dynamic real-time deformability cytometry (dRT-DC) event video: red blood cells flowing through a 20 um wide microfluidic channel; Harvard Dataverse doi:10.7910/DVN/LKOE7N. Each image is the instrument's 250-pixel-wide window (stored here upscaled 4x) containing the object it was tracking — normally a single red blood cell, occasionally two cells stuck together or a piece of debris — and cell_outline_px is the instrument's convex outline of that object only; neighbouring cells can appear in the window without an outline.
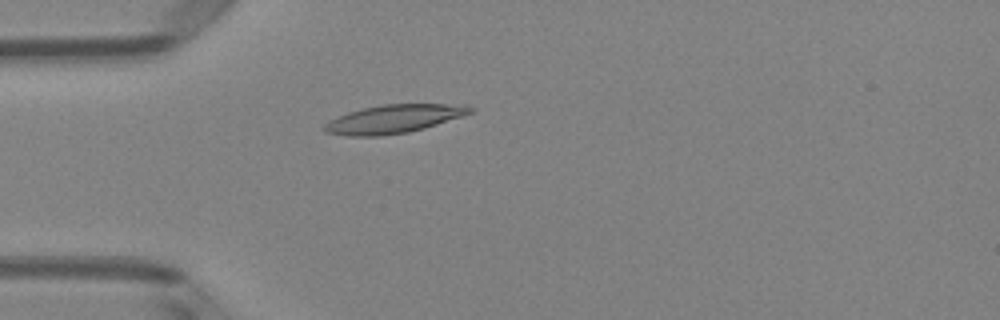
{"species": "Egyptian fruit bat (a non-hibernating species)", "species_latin": "Rousettus aegyptiacus", "temperature_condition": "room temperature", "stored_images_in_passage": 50, "camera_frame_rate_fps": 3000, "um_per_image_px": 0.085, "animal": {"sex": "female"}, "frame": {"image": 1, "passage_image": 14, "time_ms": 4.333, "image_size_px": [1000, 320], "cell_outline_px": [[476, 108], [472, 112], [424, 128], [408, 132], [380, 136], [348, 136], [324, 132], [324, 124], [328, 120], [348, 112], [380, 104], [464, 104]], "centroid_in_image_um": [33.44, 10.1], "position_along_channel_um": 51.6, "area_um2": 24.04}}
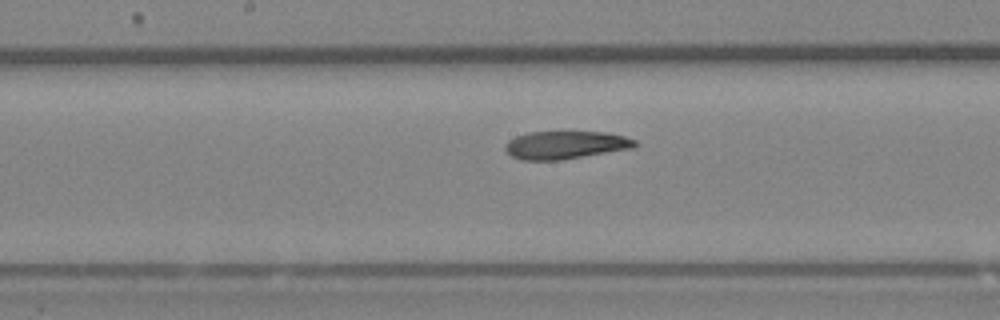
{"frame": {"image": 2, "passage_image": 26, "time_ms": 8.333, "image_size_px": [1000, 320], "cell_outline_px": [[640, 144], [636, 148], [560, 160], [520, 160], [512, 156], [504, 148], [504, 144], [508, 140], [516, 136], [528, 132], [608, 132], [624, 136], [636, 140]], "centroid_in_image_um": [48.11, 12.32], "position_along_channel_um": 200.1, "area_um2": 21.39}}
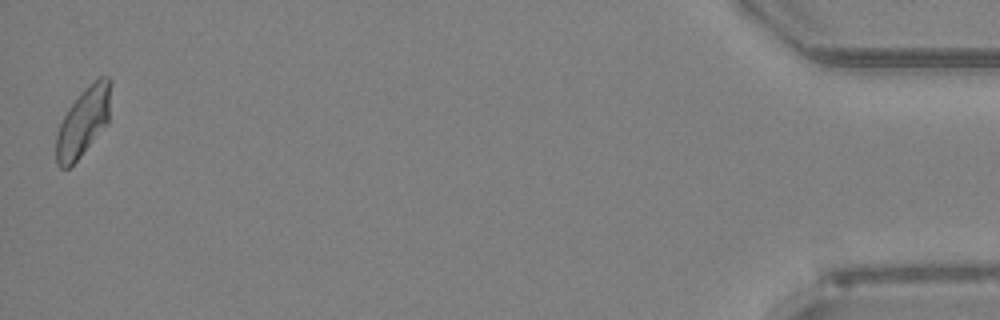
{"frame": {"image": 3, "passage_image": 50, "time_ms": 16.333, "image_size_px": [1000, 320], "cell_outline_px": [[112, 80], [108, 124], [80, 156], [68, 168], [60, 168], [56, 164], [56, 136], [60, 124], [68, 108], [80, 92], [100, 76], [108, 76]], "centroid_in_image_um": [7.1, 10.33], "position_along_channel_um": 428.1, "area_um2": 21.91}, "authors_computed_cell_mechanics": {"area_um2": 22.5131, "velocity_mm_per_s": 3.9953, "shape_relaxation_time_tau1_ms": 5.8397, "shape_relaxation_time_tau2_ms": 4.0339, "deformation_change_tau1": 0.1732, "deformation_change_tau2": 0.1223}}